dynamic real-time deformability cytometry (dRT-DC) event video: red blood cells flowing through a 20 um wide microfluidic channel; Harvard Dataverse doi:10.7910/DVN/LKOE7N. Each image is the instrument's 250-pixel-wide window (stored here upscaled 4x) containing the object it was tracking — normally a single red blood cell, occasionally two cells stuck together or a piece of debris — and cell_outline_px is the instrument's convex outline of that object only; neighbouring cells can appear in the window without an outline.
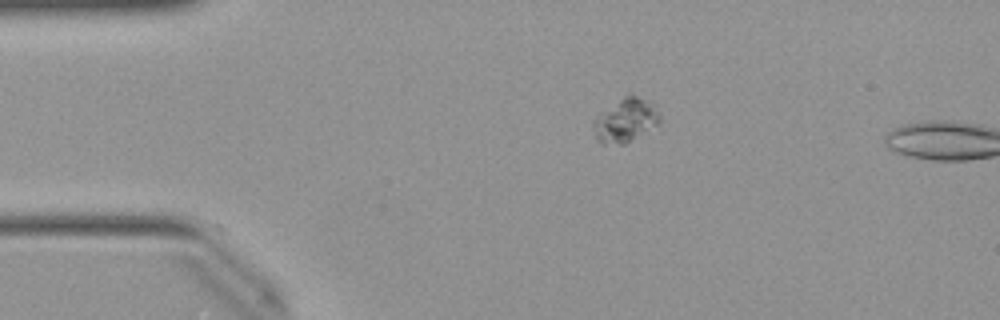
{"species": "Egyptian fruit bat (a non-hibernating species)", "species_latin": "Rousettus aegyptiacus", "temperature_condition": "warm", "stored_images_in_passage": 4, "camera_frame_rate_fps": 3000, "um_per_image_px": 0.085, "animal": {"sex": "female"}, "frame": {"image": 1, "passage_image": 1, "time_ms": 0.0, "image_size_px": [1000, 320], "cell_outline_px": [[660, 120], [656, 124], [624, 144], [600, 144], [596, 140], [592, 124], [596, 116], [628, 92], [652, 100], [656, 104], [660, 112]], "centroid_in_image_um": [53.17, 10.17], "position_along_channel_um": 31.8, "area_um2": 17.17}}